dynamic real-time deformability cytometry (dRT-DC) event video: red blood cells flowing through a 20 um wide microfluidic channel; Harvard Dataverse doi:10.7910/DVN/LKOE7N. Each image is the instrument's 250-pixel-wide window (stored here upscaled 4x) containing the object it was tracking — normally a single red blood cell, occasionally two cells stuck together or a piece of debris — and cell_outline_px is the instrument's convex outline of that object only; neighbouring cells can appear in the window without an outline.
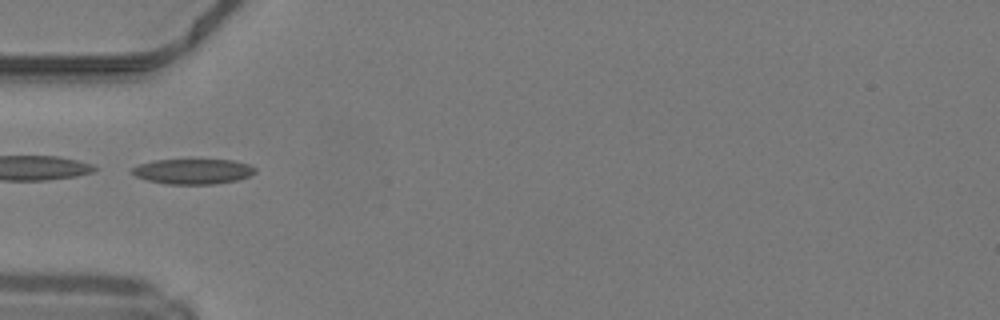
{"species": "common noctule bat (a hibernating species)", "species_latin": "Nyctalus noctula", "temperature_condition": "warm", "stored_images_in_passage": 31, "camera_frame_rate_fps": 3000, "um_per_image_px": 0.085, "animal": {"sex": "male", "body_mass_g": 19.2, "forearm_length_mm": 51.8}, "frame": {"image": 1, "passage_image": 1, "time_ms": 0.0, "image_size_px": [1000, 320], "cell_outline_px": [[256, 172], [248, 176], [236, 180], [216, 184], [164, 184], [148, 180], [136, 176], [132, 172], [132, 168], [140, 164], [156, 160], [232, 160], [248, 164], [256, 168]], "centroid_in_image_um": [16.42, 14.57], "position_along_channel_um": 68.6, "area_um2": 17.92}, "authors_computed_cell_mechanics": {"area_um2": 17.629, "velocity_mm_per_s": 4.2377, "shape_relaxation_time_tau1_ms": null, "shape_relaxation_time_tau2_ms": 2.0649, "deformation_change_tau1": null, "deformation_change_tau2": 0.0917}}